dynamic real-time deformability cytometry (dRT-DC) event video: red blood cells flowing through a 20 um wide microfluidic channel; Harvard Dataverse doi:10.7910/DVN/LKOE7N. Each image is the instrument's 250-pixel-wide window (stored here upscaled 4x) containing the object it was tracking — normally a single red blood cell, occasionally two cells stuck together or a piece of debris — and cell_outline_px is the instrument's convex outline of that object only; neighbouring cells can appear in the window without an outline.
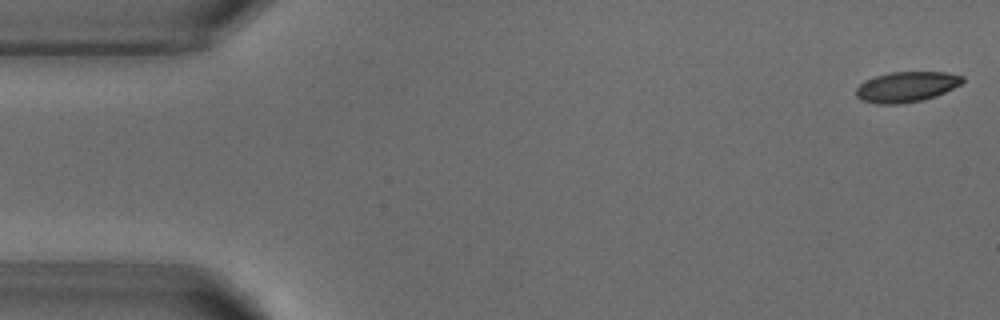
{"species": "common noctule bat (a hibernating species)", "species_latin": "Nyctalus noctula", "temperature_condition": "warm", "stored_images_in_passage": 10, "camera_frame_rate_fps": 3000, "um_per_image_px": 0.085, "animal": {"sex": "male", "body_mass_g": 18.8}, "frame": {"image": 1, "passage_image": 1, "time_ms": 0.0, "image_size_px": [1000, 320], "cell_outline_px": [[964, 80], [960, 84], [936, 96], [924, 100], [900, 104], [876, 104], [860, 100], [856, 96], [856, 88], [864, 80], [888, 72], [944, 72], [964, 76]], "centroid_in_image_um": [77.01, 7.39], "position_along_channel_um": 8.0, "area_um2": 18.96}}